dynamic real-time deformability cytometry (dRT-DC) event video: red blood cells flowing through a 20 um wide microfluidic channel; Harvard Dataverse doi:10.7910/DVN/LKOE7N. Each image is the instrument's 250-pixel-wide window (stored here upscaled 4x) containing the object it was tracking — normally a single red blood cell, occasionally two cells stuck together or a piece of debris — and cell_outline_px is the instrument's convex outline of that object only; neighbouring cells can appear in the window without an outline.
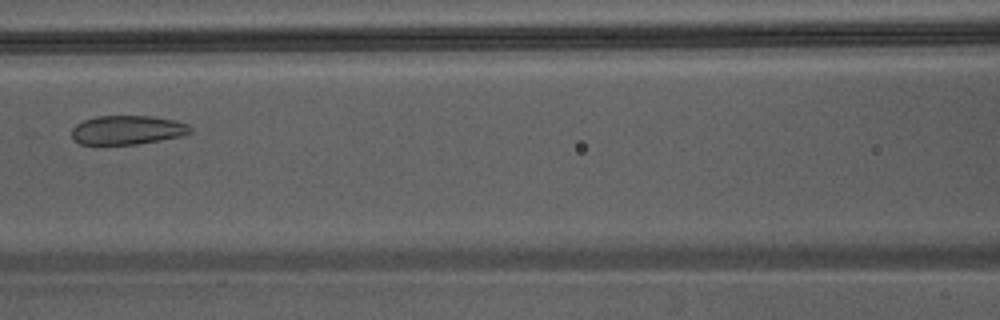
{"species": "Egyptian fruit bat (a non-hibernating species)", "species_latin": "Rousettus aegyptiacus", "temperature_condition": "warm", "stored_images_in_passage": 12, "camera_frame_rate_fps": 3000, "um_per_image_px": 0.085, "animal": {"sex": "male"}, "frame": {"image": 1, "passage_image": 7, "time_ms": 2.0, "image_size_px": [1000, 320], "cell_outline_px": [[192, 132], [180, 136], [160, 140], [136, 144], [80, 144], [72, 140], [72, 128], [76, 124], [84, 120], [96, 116], [152, 116], [176, 120], [188, 124], [192, 128]], "centroid_in_image_um": [10.82, 11.04], "position_along_channel_um": 155.8, "area_um2": 20.11}}
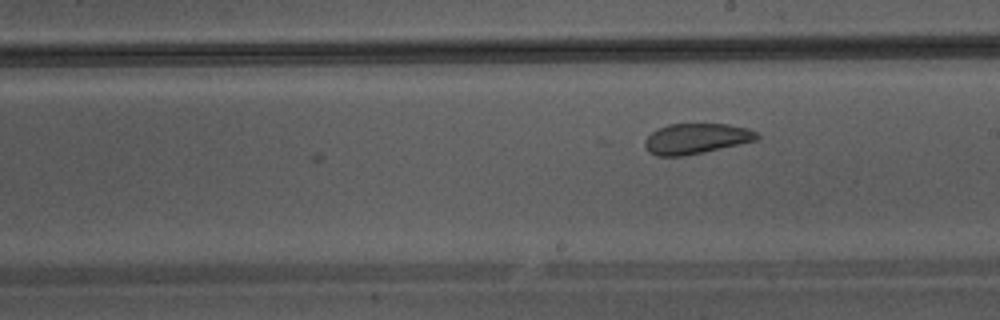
{"frame": {"image": 2, "passage_image": 12, "time_ms": 3.667, "image_size_px": [1000, 320], "cell_outline_px": [[760, 136], [756, 140], [704, 152], [684, 156], [656, 156], [648, 152], [644, 144], [644, 140], [656, 128], [668, 124], [728, 124], [748, 128], [756, 132]], "centroid_in_image_um": [59.14, 11.78], "position_along_channel_um": 229.9, "area_um2": 19.94}}